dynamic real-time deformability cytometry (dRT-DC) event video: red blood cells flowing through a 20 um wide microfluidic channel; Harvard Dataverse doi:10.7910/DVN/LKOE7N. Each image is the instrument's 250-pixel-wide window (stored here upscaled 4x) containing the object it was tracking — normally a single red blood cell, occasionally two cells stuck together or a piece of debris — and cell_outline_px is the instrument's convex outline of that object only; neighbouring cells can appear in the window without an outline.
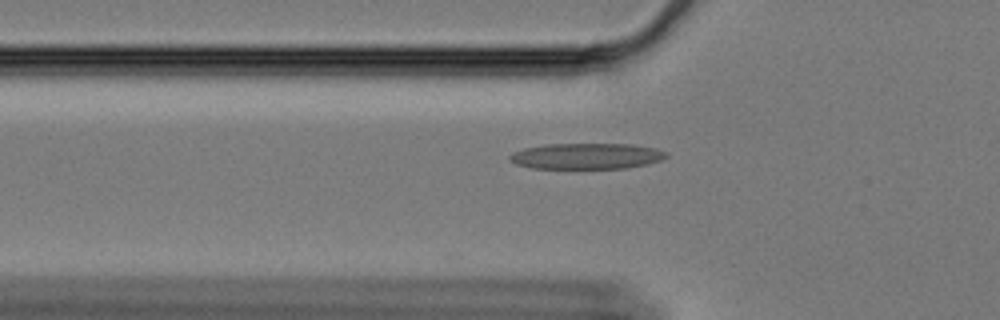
{"species": "Egyptian fruit bat (a non-hibernating species)", "species_latin": "Rousettus aegyptiacus", "temperature_condition": "cold", "stored_images_in_passage": 60, "camera_frame_rate_fps": 3000, "um_per_image_px": 0.085, "animal": {"sex": "female"}, "frame": {"image": 1, "passage_image": 20, "time_ms": 6.333, "image_size_px": [1000, 320], "cell_outline_px": [[668, 156], [660, 160], [648, 164], [628, 168], [532, 168], [516, 164], [508, 160], [508, 156], [512, 152], [524, 148], [544, 144], [632, 144], [656, 148], [668, 152]], "centroid_in_image_um": [49.85, 13.26], "position_along_channel_um": 75.9, "area_um2": 23.81}}
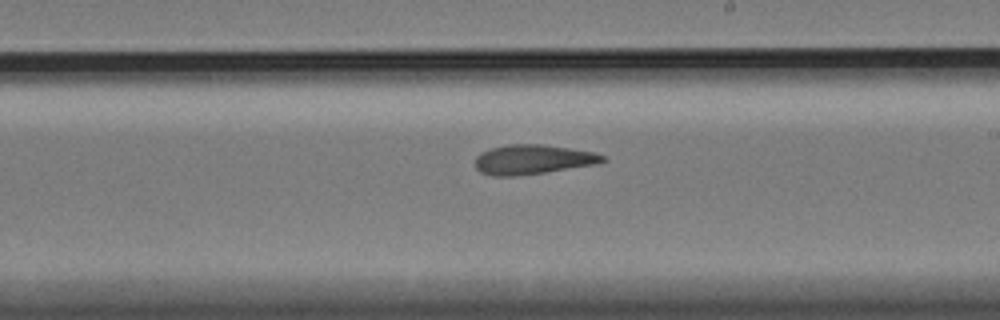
{"frame": {"image": 2, "passage_image": 35, "time_ms": 11.333, "image_size_px": [1000, 320], "cell_outline_px": [[608, 160], [600, 164], [516, 176], [492, 176], [480, 172], [476, 168], [476, 156], [480, 152], [492, 148], [508, 144], [544, 144], [596, 152], [608, 156]], "centroid_in_image_um": [45.36, 13.55], "position_along_channel_um": 243.6, "area_um2": 22.31}}
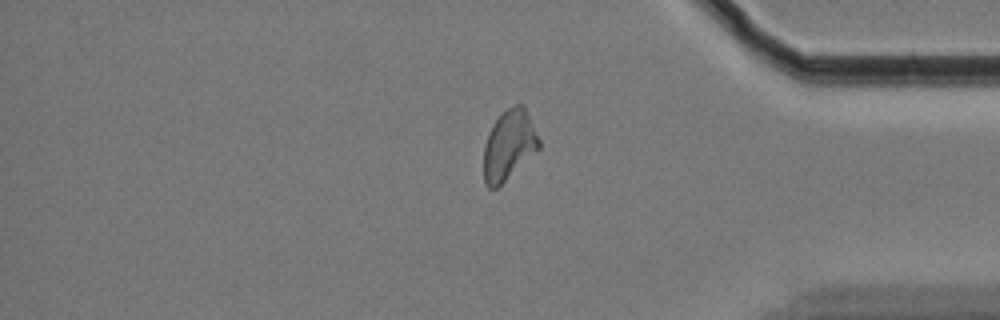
{"frame": {"image": 3, "passage_image": 50, "time_ms": 16.333, "image_size_px": [1000, 320], "cell_outline_px": [[540, 148], [536, 152], [496, 188], [488, 188], [484, 184], [484, 144], [488, 132], [492, 124], [508, 108], [516, 104], [524, 104], [540, 140]], "centroid_in_image_um": [43.26, 12.32], "position_along_channel_um": 391.9, "area_um2": 22.37}, "authors_computed_cell_mechanics": {"area_um2": 22.3397, "velocity_mm_per_s": 3.3425, "shape_relaxation_time_tau1_ms": null, "shape_relaxation_time_tau2_ms": 6.8359, "deformation_change_tau1": null, "deformation_change_tau2": 0.1795}}